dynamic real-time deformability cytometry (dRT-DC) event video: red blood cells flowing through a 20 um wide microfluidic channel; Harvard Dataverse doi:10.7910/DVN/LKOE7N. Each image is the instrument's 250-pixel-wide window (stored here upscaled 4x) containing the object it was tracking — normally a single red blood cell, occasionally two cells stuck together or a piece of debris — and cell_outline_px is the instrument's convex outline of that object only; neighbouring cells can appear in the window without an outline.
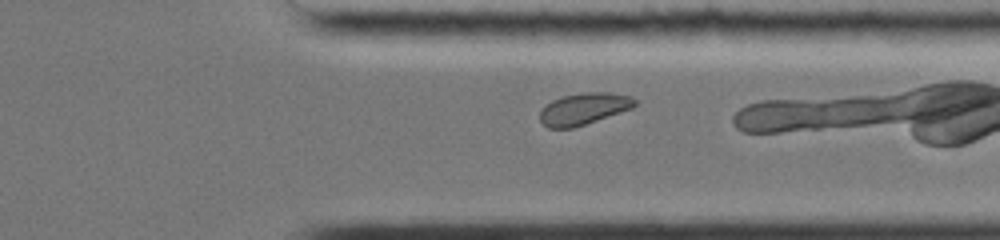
{"species": "common noctule bat (a hibernating species)", "species_latin": "Nyctalus noctula", "temperature_condition": "cold", "stored_images_in_passage": 30, "camera_frame_rate_fps": 3000, "um_per_image_px": 0.085, "animal": {"sex": "female", "body_mass_g": 19.0, "forearm_length_mm": 51.5}, "frame": {"image": 1, "passage_image": 27, "time_ms": 9.0, "image_size_px": [1000, 240], "cell_outline_px": [[636, 104], [632, 108], [572, 128], [548, 128], [540, 120], [540, 108], [552, 100], [564, 96], [584, 92], [608, 92], [632, 96], [636, 100]], "centroid_in_image_um": [49.6, 9.23], "position_along_channel_um": 361.8, "area_um2": 17.4}}